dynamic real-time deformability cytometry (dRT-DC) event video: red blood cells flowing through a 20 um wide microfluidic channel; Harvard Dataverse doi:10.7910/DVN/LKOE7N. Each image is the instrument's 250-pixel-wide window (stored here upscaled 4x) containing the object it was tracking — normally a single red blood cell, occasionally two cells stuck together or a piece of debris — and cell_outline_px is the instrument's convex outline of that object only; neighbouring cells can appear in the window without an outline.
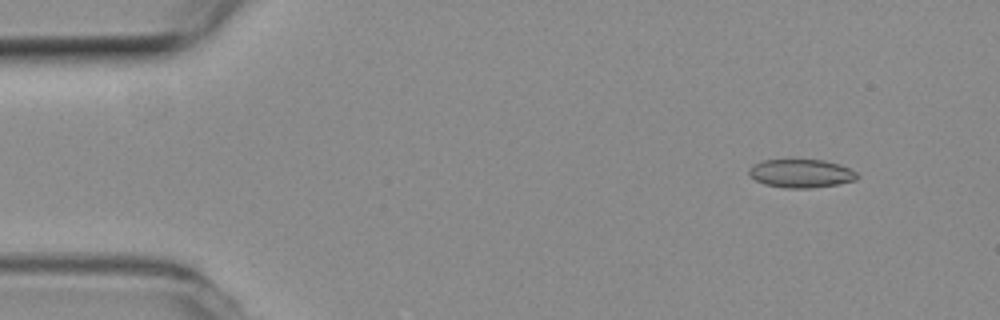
{"species": "common noctule bat (a hibernating species)", "species_latin": "Nyctalus noctula", "temperature_condition": "room temperature", "stored_images_in_passage": 52, "camera_frame_rate_fps": 3000, "um_per_image_px": 0.085, "animal": {"sex": "female", "body_mass_g": 19.3, "forearm_length_mm": 54.1}, "frame": {"image": 1, "passage_image": 5, "time_ms": 1.333, "image_size_px": [1000, 320], "cell_outline_px": [[856, 180], [836, 184], [812, 188], [784, 188], [764, 184], [756, 180], [748, 172], [748, 168], [752, 164], [764, 160], [824, 160], [840, 164], [856, 172]], "centroid_in_image_um": [68.06, 14.74], "position_along_channel_um": 16.9, "area_um2": 17.8}}
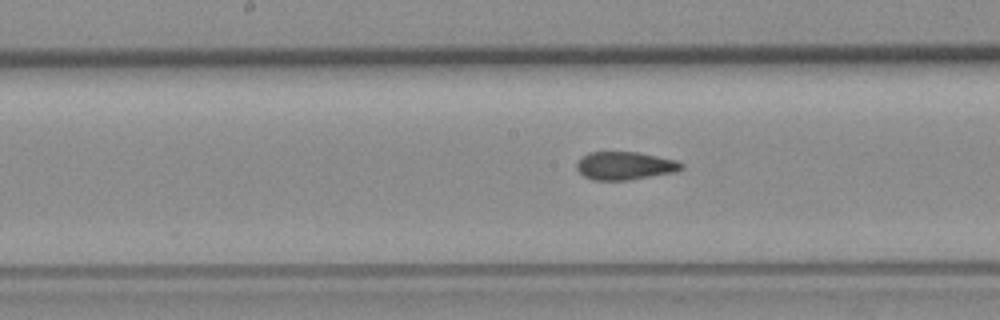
{"frame": {"image": 2, "passage_image": 26, "time_ms": 8.333, "image_size_px": [1000, 320], "cell_outline_px": [[684, 168], [676, 172], [628, 180], [592, 180], [584, 176], [576, 168], [576, 164], [588, 152], [636, 152], [676, 160], [684, 164]], "centroid_in_image_um": [53.14, 14.09], "position_along_channel_um": 195.1, "area_um2": 17.05}}
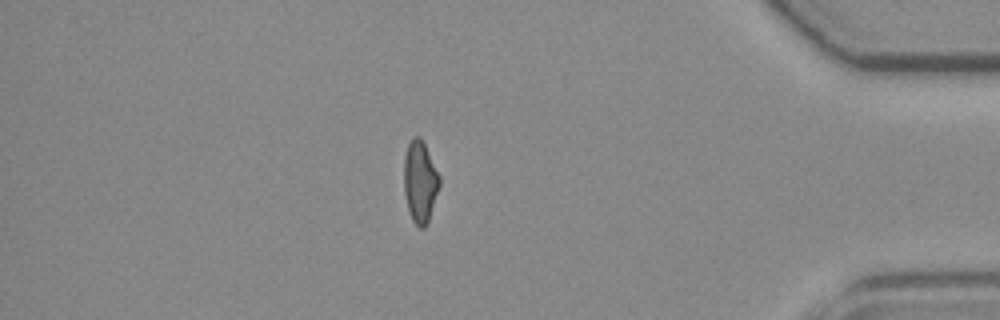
{"frame": {"image": 3, "passage_image": 45, "time_ms": 14.667, "image_size_px": [1000, 320], "cell_outline_px": [[440, 184], [428, 220], [424, 228], [420, 228], [412, 220], [408, 212], [404, 192], [404, 156], [408, 144], [412, 136], [420, 136], [440, 176]], "centroid_in_image_um": [35.68, 15.43], "position_along_channel_um": 399.5, "area_um2": 16.82}, "authors_computed_cell_mechanics": {"area_um2": 17.5423, "velocity_mm_per_s": 3.8924, "shape_relaxation_time_tau1_ms": 7.502, "shape_relaxation_time_tau2_ms": 1.3643, "deformation_change_tau1": 0.1819, "deformation_change_tau2": 0.0789}}